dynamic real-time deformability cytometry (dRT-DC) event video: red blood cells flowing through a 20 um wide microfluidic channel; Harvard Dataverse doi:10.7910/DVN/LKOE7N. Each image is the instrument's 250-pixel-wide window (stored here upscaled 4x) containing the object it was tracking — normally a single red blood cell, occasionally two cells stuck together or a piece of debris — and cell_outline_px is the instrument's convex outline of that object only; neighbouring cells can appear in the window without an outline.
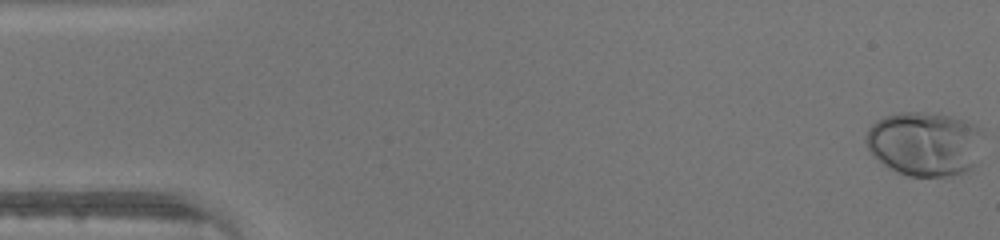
{"species": "human", "species_latin": "Homo sapiens", "temperature_condition": "warm", "stored_images_in_passage": 47, "camera_frame_rate_fps": 3000, "um_per_image_px": 0.085, "donor": {"sex": "male"}, "frame": {"image": 1, "passage_image": 1, "time_ms": 0.0, "image_size_px": [1000, 240], "cell_outline_px": [[984, 132], [976, 164], [972, 168], [964, 172], [948, 176], [908, 176], [896, 172], [888, 168], [872, 156], [864, 140], [864, 136], [868, 128], [876, 120], [884, 116], [900, 112], [924, 112], [952, 116], [964, 120], [980, 128]], "centroid_in_image_um": [78.58, 12.22], "position_along_channel_um": 6.4, "area_um2": 44.56}}
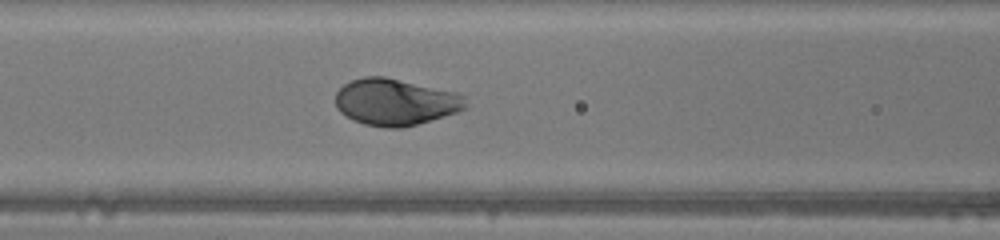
{"frame": {"image": 2, "passage_image": 20, "time_ms": 6.333, "image_size_px": [1000, 240], "cell_outline_px": [[468, 108], [456, 112], [404, 128], [384, 128], [364, 124], [352, 120], [340, 112], [336, 108], [336, 92], [344, 84], [352, 80], [364, 76], [384, 76], [456, 92], [464, 96]], "centroid_in_image_um": [33.59, 8.68], "position_along_channel_um": 133.0, "area_um2": 35.49}}
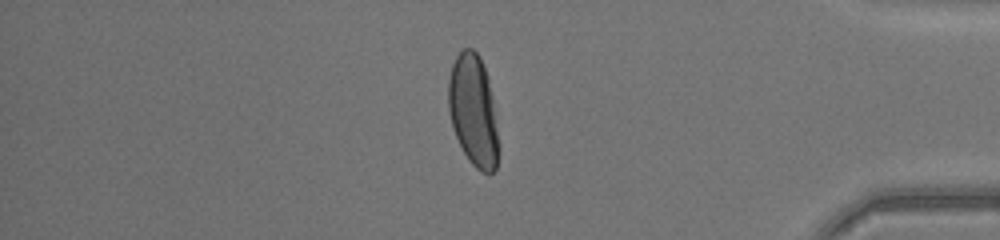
{"frame": {"image": 3, "passage_image": 40, "time_ms": 13.0, "image_size_px": [1000, 240], "cell_outline_px": [[500, 148], [496, 168], [492, 172], [480, 172], [468, 160], [452, 128], [448, 108], [448, 80], [452, 64], [456, 56], [464, 48], [472, 48], [476, 52], [488, 76], [492, 96]], "centroid_in_image_um": [40.23, 9.43], "position_along_channel_um": 395.0, "area_um2": 32.71}}